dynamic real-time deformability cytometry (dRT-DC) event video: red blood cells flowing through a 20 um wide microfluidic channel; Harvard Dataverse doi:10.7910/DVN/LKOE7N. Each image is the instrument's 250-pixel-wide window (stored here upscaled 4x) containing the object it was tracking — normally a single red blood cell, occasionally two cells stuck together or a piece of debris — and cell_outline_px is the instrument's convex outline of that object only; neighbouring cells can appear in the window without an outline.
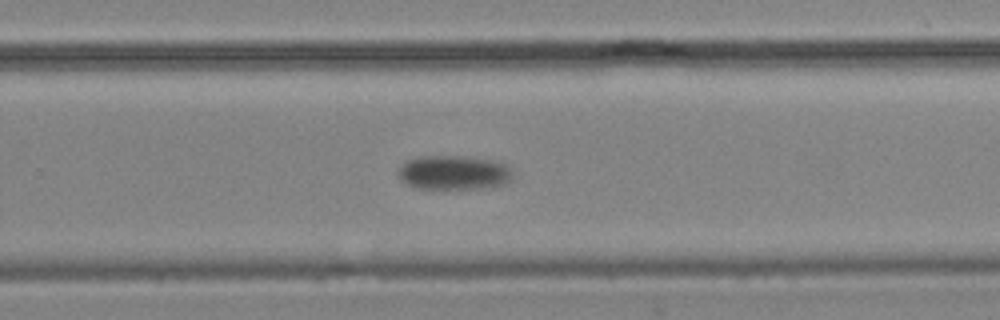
{"species": "common noctule bat (a hibernating species)", "species_latin": "Nyctalus noctula", "temperature_condition": "cold", "stored_images_in_passage": 19, "camera_frame_rate_fps": 3000, "um_per_image_px": 0.085, "animal": {"sex": "male", "body_mass_g": 19.2, "forearm_length_mm": 51.8}, "frame": {"image": 1, "passage_image": 19, "time_ms": 23.333, "image_size_px": [1000, 320], "cell_outline_px": [[512, 176], [504, 184], [484, 188], [416, 188], [400, 180], [396, 172], [400, 164], [404, 160], [420, 156], [460, 156], [496, 160], [504, 164], [512, 172]], "centroid_in_image_um": [38.49, 14.65], "position_along_channel_um": 291.3, "area_um2": 22.95}}